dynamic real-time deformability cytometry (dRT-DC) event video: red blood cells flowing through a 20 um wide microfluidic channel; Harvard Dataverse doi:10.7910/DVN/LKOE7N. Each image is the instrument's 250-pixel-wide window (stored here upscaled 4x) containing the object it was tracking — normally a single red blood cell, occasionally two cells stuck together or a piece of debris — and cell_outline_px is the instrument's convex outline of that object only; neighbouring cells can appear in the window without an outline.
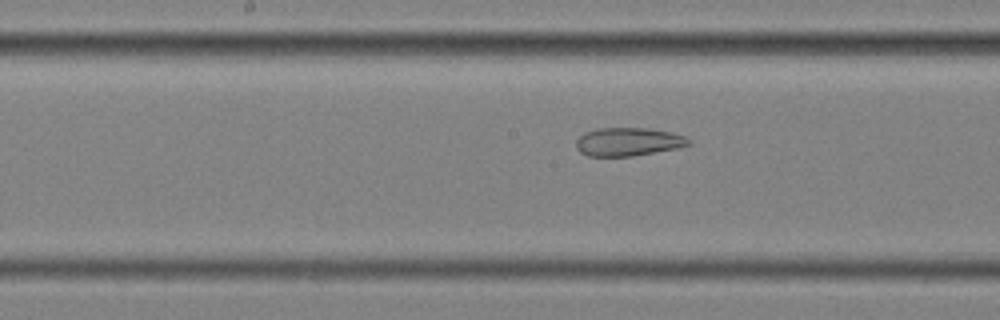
{"species": "common noctule bat (a hibernating species)", "species_latin": "Nyctalus noctula", "temperature_condition": "cold", "stored_images_in_passage": 49, "camera_frame_rate_fps": 3000, "um_per_image_px": 0.085, "animal": {"sex": "female", "body_mass_g": 25.1}, "frame": {"image": 1, "passage_image": 21, "time_ms": 6.667, "image_size_px": [1000, 320], "cell_outline_px": [[692, 144], [680, 148], [632, 156], [588, 156], [580, 152], [576, 148], [576, 140], [584, 132], [600, 128], [648, 128], [672, 132], [684, 136], [692, 140]], "centroid_in_image_um": [53.43, 12.05], "position_along_channel_um": 194.8, "area_um2": 18.79}}
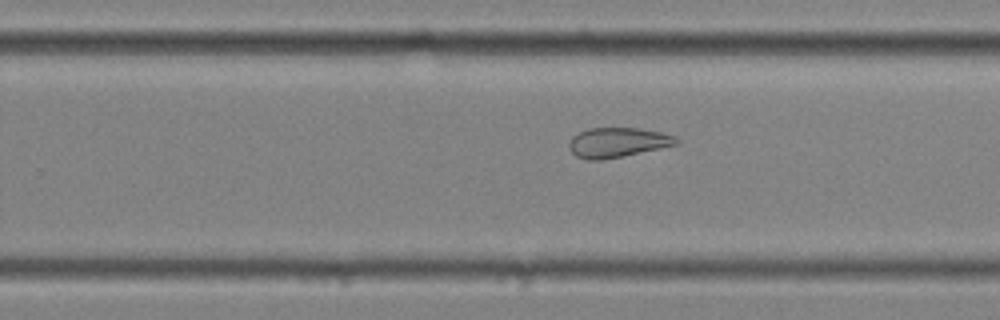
{"frame": {"image": 2, "passage_image": 28, "time_ms": 9.0, "image_size_px": [1000, 320], "cell_outline_px": [[680, 144], [624, 156], [600, 160], [588, 160], [576, 156], [568, 148], [568, 144], [572, 136], [588, 128], [636, 128], [660, 132], [672, 136], [680, 140]], "centroid_in_image_um": [52.48, 12.11], "position_along_channel_um": 277.3, "area_um2": 18.61}}
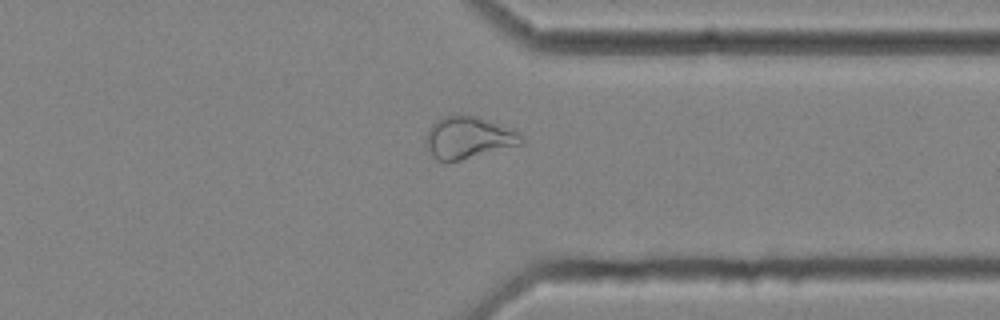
{"frame": {"image": 3, "passage_image": 36, "time_ms": 11.667, "image_size_px": [1000, 320], "cell_outline_px": [[524, 144], [448, 164], [436, 160], [432, 156], [424, 144], [428, 128], [440, 116], [476, 116], [512, 128], [524, 136]], "centroid_in_image_um": [39.8, 11.74], "position_along_channel_um": 371.6, "area_um2": 23.99}, "authors_computed_cell_mechanics": {"area_um2": 24.9118, "velocity_mm_per_s": 3.5418, "shape_relaxation_time_tau1_ms": null, "shape_relaxation_time_tau2_ms": 2.877, "deformation_change_tau1": null, "deformation_change_tau2": 0.1017}}